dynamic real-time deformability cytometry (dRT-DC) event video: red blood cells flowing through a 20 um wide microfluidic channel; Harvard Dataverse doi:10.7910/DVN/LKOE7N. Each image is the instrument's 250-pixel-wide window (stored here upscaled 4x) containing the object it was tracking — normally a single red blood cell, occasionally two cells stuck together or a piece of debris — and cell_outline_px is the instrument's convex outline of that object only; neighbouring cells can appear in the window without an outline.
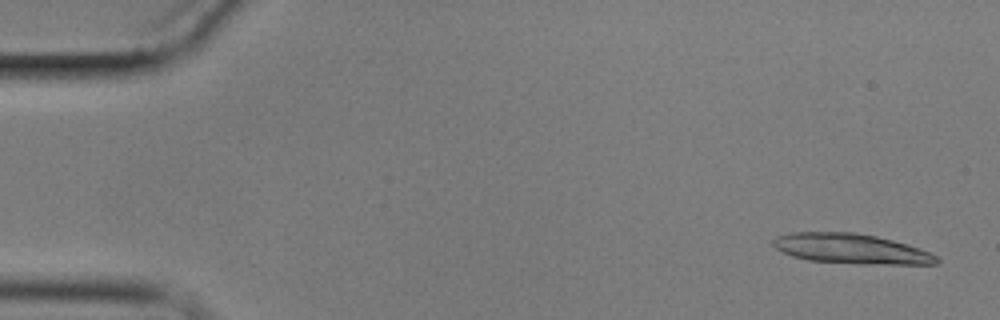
{"species": "common noctule bat (a hibernating species)", "species_latin": "Nyctalus noctula", "temperature_condition": "cold", "stored_images_in_passage": 6, "camera_frame_rate_fps": 3000, "um_per_image_px": 0.085, "animal": {"sex": "male", "body_mass_g": 17.9}, "frame": {"image": 1, "passage_image": 1, "time_ms": 0.0, "image_size_px": [1000, 320], "cell_outline_px": [[940, 264], [856, 264], [808, 260], [792, 256], [776, 248], [772, 244], [772, 240], [776, 236], [788, 232], [856, 232], [876, 236], [908, 244], [920, 248], [936, 256], [940, 260]], "centroid_in_image_um": [72.34, 21.14], "position_along_channel_um": 12.7, "area_um2": 28.78}}